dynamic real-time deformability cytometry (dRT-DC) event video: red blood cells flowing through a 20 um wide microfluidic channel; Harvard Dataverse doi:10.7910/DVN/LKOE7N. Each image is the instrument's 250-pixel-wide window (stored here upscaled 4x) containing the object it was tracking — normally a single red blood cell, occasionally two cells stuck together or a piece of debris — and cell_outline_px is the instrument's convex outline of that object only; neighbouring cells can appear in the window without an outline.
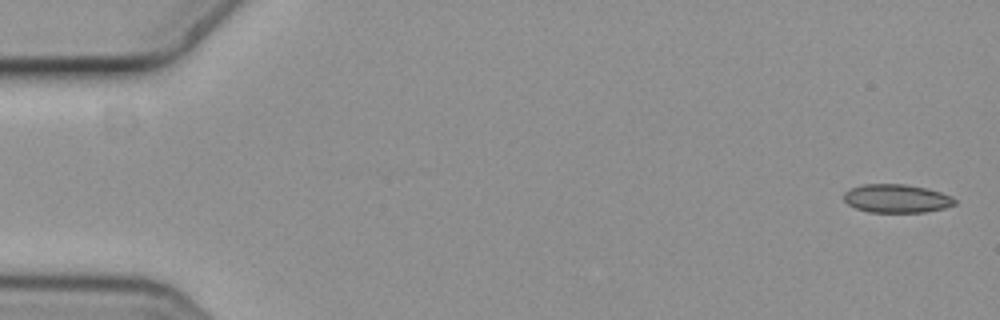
{"species": "common noctule bat (a hibernating species)", "species_latin": "Nyctalus noctula", "temperature_condition": "cold", "stored_images_in_passage": 7, "camera_frame_rate_fps": 3000, "um_per_image_px": 0.085, "animal": {"sex": "female", "body_mass_g": 19.3, "forearm_length_mm": 54.1}, "frame": {"image": 1, "passage_image": 1, "time_ms": 0.0, "image_size_px": [1000, 320], "cell_outline_px": [[956, 204], [944, 208], [924, 212], [868, 212], [856, 208], [848, 204], [844, 200], [844, 192], [852, 188], [864, 184], [904, 184], [924, 188], [940, 192], [956, 200]], "centroid_in_image_um": [76.18, 16.88], "position_along_channel_um": 8.8, "area_um2": 18.15}}
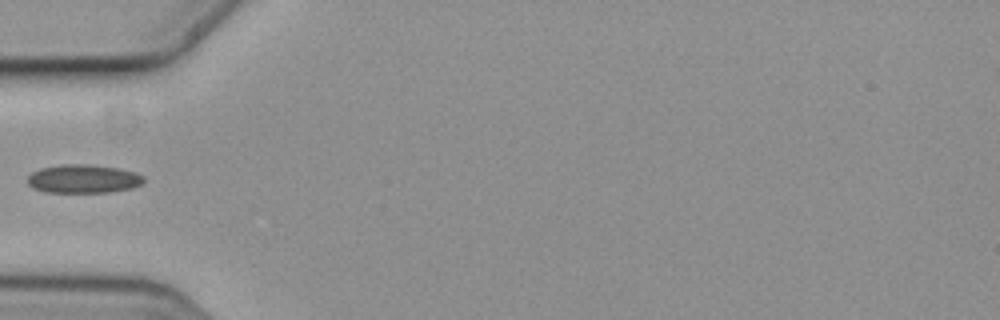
{"frame": {"image": 2, "passage_image": 6, "time_ms": 1.667, "image_size_px": [1000, 320], "cell_outline_px": [[144, 180], [140, 184], [132, 188], [108, 192], [44, 192], [32, 188], [28, 184], [28, 176], [32, 172], [40, 168], [60, 164], [88, 164], [116, 168], [136, 172], [144, 176]], "centroid_in_image_um": [7.05, 15.2], "position_along_channel_um": 77.9, "area_um2": 19.36}}
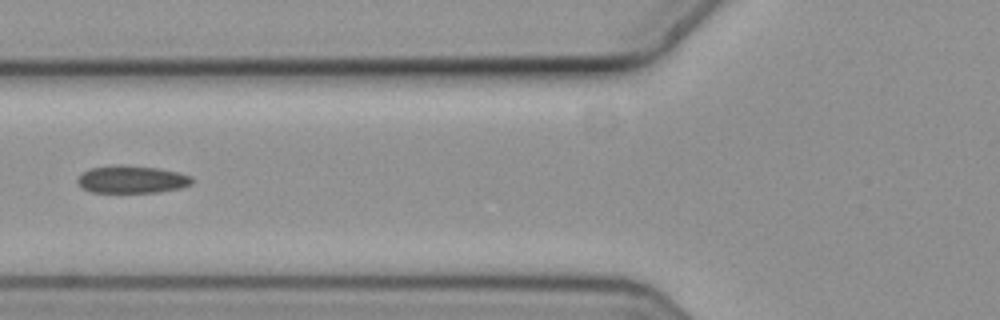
{"frame": {"image": 3, "passage_image": 7, "time_ms": 2.0, "image_size_px": [1000, 320], "cell_outline_px": [[192, 184], [180, 188], [160, 192], [92, 192], [80, 188], [76, 184], [76, 180], [88, 168], [112, 164], [156, 168], [176, 172], [192, 176]], "centroid_in_image_um": [11.15, 15.25], "position_along_channel_um": 114.7, "area_um2": 18.44}}